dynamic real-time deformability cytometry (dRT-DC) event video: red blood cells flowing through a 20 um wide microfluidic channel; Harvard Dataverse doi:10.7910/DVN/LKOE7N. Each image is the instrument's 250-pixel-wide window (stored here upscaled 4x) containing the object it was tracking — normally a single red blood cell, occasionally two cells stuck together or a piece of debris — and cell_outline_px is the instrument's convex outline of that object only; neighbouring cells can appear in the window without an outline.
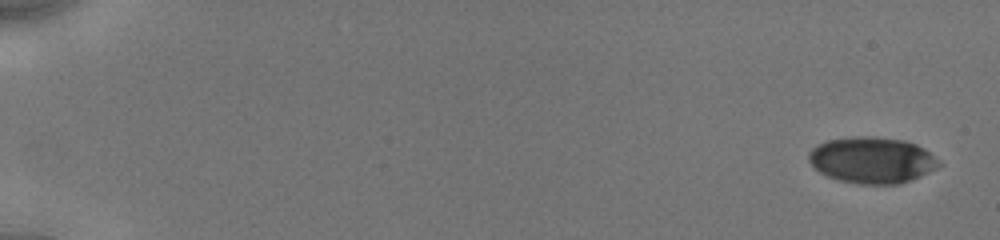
{"species": "human", "species_latin": "Homo sapiens", "temperature_condition": "cold", "stored_images_in_passage": 49, "camera_frame_rate_fps": 3000, "um_per_image_px": 0.085, "donor": {"sex": "male"}, "frame": {"image": 1, "passage_image": 1, "time_ms": 0.0, "image_size_px": [1000, 240], "cell_outline_px": [[940, 164], [936, 168], [920, 176], [900, 184], [860, 184], [840, 180], [828, 176], [820, 172], [808, 160], [808, 152], [816, 144], [828, 140], [856, 136], [872, 136], [904, 140], [916, 144], [924, 148]], "centroid_in_image_um": [74.08, 13.6], "position_along_channel_um": 10.9, "area_um2": 34.85}}
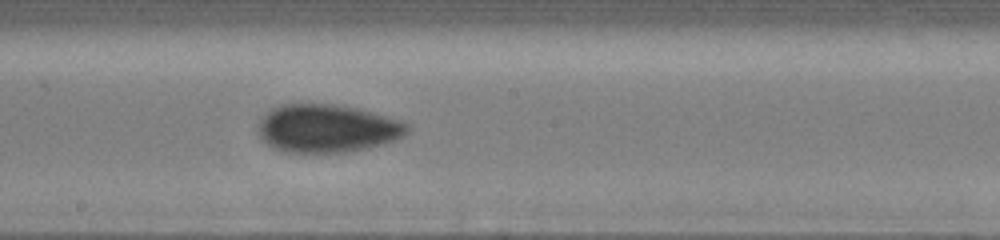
{"frame": {"image": 2, "passage_image": 28, "time_ms": 10.0, "image_size_px": [1000, 240], "cell_outline_px": [[412, 128], [408, 132], [392, 140], [368, 148], [344, 152], [280, 152], [268, 144], [260, 136], [256, 128], [256, 124], [272, 108], [280, 104], [332, 104], [360, 108], [400, 120], [408, 124]], "centroid_in_image_um": [27.78, 10.9], "position_along_channel_um": 220.4, "area_um2": 41.79}}
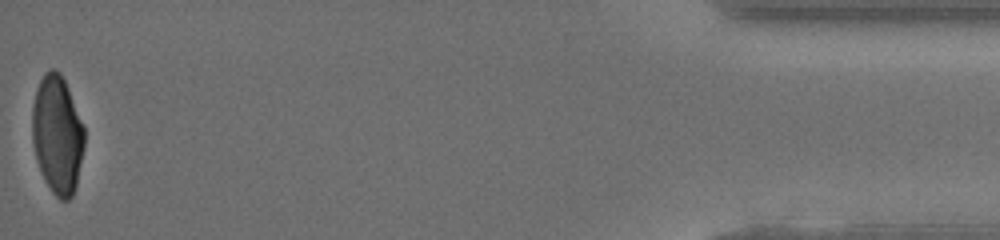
{"frame": {"image": 3, "passage_image": 49, "time_ms": 17.333, "image_size_px": [1000, 240], "cell_outline_px": [[84, 148], [76, 184], [72, 196], [68, 200], [60, 200], [52, 192], [44, 180], [40, 172], [36, 160], [32, 140], [32, 108], [36, 88], [44, 72], [48, 68], [56, 68], [60, 72], [68, 88], [84, 128]], "centroid_in_image_um": [4.85, 11.43], "position_along_channel_um": 430.4, "area_um2": 36.13}, "authors_computed_cell_mechanics": {"area_um2": 37.859, "velocity_mm_per_s": 3.9393, "shape_relaxation_time_tau1_ms": 5.3849, "shape_relaxation_time_tau2_ms": 1.1143, "deformation_change_tau1": 0.1407, "deformation_change_tau2": 0.0565}}